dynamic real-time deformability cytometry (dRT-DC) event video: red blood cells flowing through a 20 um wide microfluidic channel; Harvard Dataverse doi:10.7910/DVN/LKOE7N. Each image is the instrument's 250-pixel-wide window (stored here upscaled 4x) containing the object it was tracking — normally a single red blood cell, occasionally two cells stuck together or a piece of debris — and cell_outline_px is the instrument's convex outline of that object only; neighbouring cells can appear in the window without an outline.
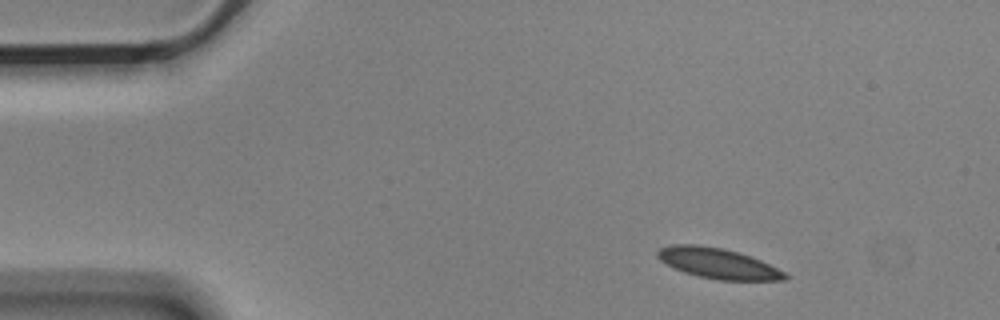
{"species": "Egyptian fruit bat (a non-hibernating species)", "species_latin": "Rousettus aegyptiacus", "temperature_condition": "cold", "stored_images_in_passage": 5, "camera_frame_rate_fps": 3000, "um_per_image_px": 0.085, "animal": {"sex": "male"}, "frame": {"image": 1, "passage_image": 1, "time_ms": 0.0, "image_size_px": [1000, 320], "cell_outline_px": [[788, 280], [716, 280], [684, 272], [660, 260], [656, 256], [656, 252], [660, 248], [672, 244], [696, 244], [724, 248], [760, 260], [784, 272], [788, 276]], "centroid_in_image_um": [61.0, 22.38], "position_along_channel_um": 24.0, "area_um2": 22.31}}
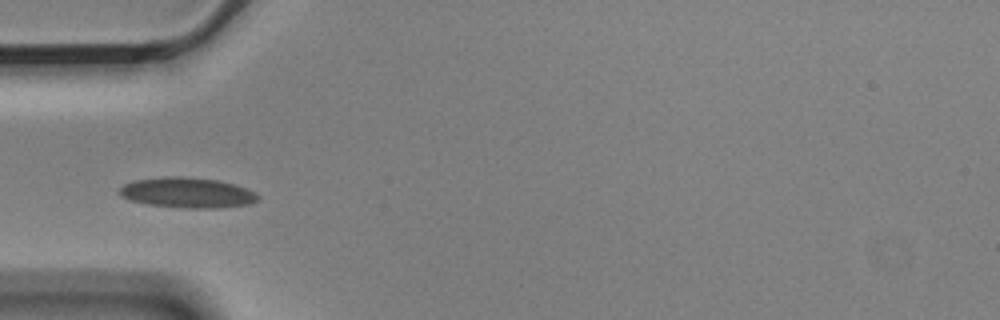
{"frame": {"image": 2, "passage_image": 4, "time_ms": 1.0, "image_size_px": [1000, 320], "cell_outline_px": [[260, 200], [248, 204], [216, 208], [188, 208], [148, 204], [132, 200], [120, 196], [116, 192], [124, 184], [136, 180], [172, 176], [180, 176], [220, 180], [236, 184], [256, 192], [260, 196]], "centroid_in_image_um": [15.96, 16.37], "position_along_channel_um": 69.0, "area_um2": 24.51}}
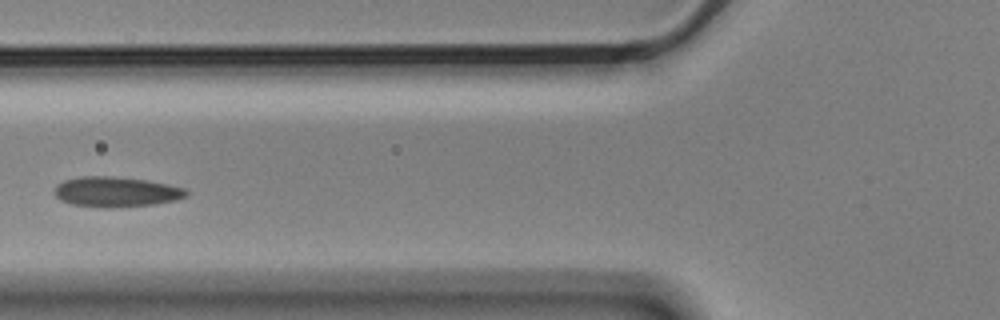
{"frame": {"image": 3, "passage_image": 5, "time_ms": 1.333, "image_size_px": [1000, 320], "cell_outline_px": [[188, 196], [176, 200], [156, 204], [116, 208], [104, 208], [72, 204], [60, 200], [52, 192], [56, 184], [64, 180], [80, 176], [112, 176], [148, 180], [168, 184], [184, 188], [188, 192]], "centroid_in_image_um": [9.85, 16.31], "position_along_channel_um": 115.9, "area_um2": 23.58}}